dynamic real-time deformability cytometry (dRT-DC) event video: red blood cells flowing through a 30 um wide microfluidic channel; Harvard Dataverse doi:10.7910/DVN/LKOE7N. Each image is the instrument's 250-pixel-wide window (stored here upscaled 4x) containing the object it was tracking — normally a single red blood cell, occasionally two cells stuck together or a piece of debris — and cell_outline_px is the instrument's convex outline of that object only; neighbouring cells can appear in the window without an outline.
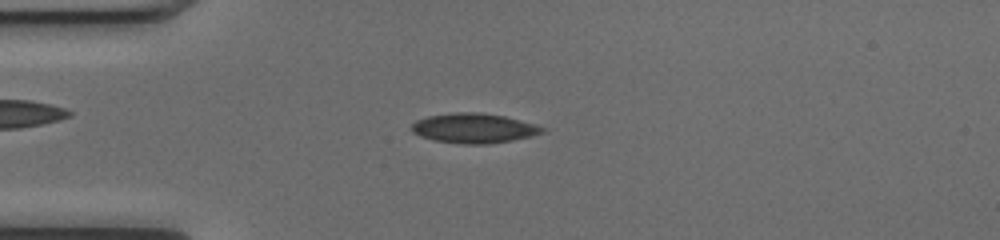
{"species": "common noctule bat (a hibernating species)", "species_latin": "Nyctalus noctula", "temperature_condition": "cold", "stored_images_in_passage": 50, "camera_frame_rate_fps": 3000, "um_per_image_px": 0.085, "animal": {"sex": "female", "body_mass_g": 17.0, "forearm_length_mm": 48.0}, "frame": {"image": 1, "passage_image": 12, "time_ms": 3.667, "image_size_px": [1000, 240], "cell_outline_px": [[544, 132], [512, 140], [488, 144], [464, 144], [432, 140], [420, 136], [412, 132], [412, 124], [416, 120], [428, 116], [452, 112], [480, 112], [504, 116], [536, 124], [544, 128]], "centroid_in_image_um": [40.24, 10.89], "position_along_channel_um": 44.8, "area_um2": 22.6}}
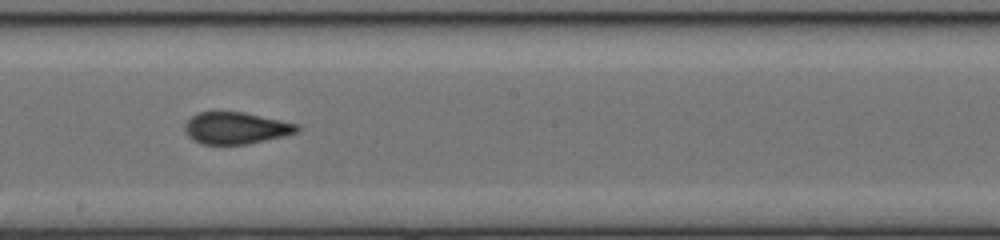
{"frame": {"image": 2, "passage_image": 27, "time_ms": 8.667, "image_size_px": [1000, 240], "cell_outline_px": [[300, 132], [284, 136], [248, 144], [200, 144], [192, 140], [184, 132], [184, 124], [192, 116], [200, 112], [244, 112], [300, 124]], "centroid_in_image_um": [20.07, 10.89], "position_along_channel_um": 228.1, "area_um2": 21.04}}
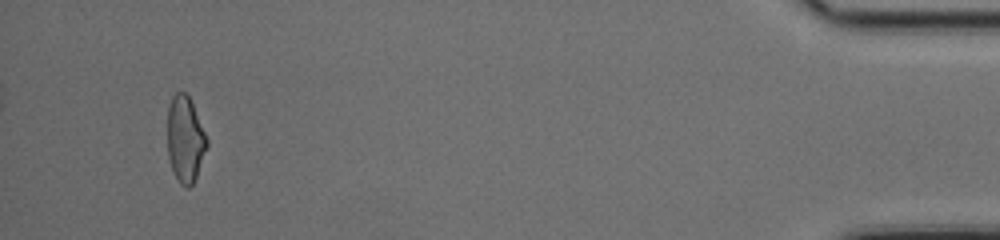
{"frame": {"image": 3, "passage_image": 47, "time_ms": 15.333, "image_size_px": [1000, 240], "cell_outline_px": [[208, 148], [196, 176], [192, 184], [188, 188], [180, 184], [172, 168], [168, 156], [168, 104], [172, 96], [176, 92], [184, 92], [188, 96], [192, 104], [208, 140]], "centroid_in_image_um": [15.74, 11.83], "position_along_channel_um": 419.5, "area_um2": 19.59}, "authors_computed_cell_mechanics": {"area_um2": 20.8658, "velocity_mm_per_s": 4.0544, "shape_relaxation_time_tau1_ms": null, "shape_relaxation_time_tau2_ms": 1.3019, "deformation_change_tau1": null, "deformation_change_tau2": 0.066}}